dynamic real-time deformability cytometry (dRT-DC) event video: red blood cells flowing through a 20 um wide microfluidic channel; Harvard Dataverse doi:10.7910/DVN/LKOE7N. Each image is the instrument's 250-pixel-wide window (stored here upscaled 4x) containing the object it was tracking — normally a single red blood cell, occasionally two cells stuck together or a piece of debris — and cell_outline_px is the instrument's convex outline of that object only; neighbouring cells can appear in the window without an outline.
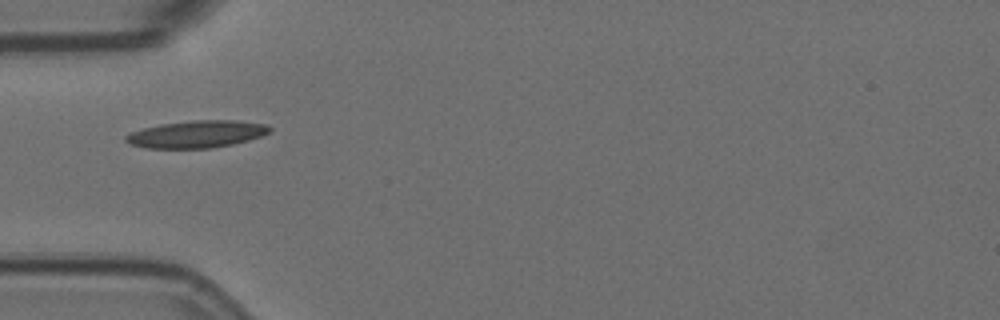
{"species": "Egyptian fruit bat (a non-hibernating species)", "species_latin": "Rousettus aegyptiacus", "temperature_condition": "room temperature", "stored_images_in_passage": 5, "camera_frame_rate_fps": 3000, "um_per_image_px": 0.085, "animal": {"sex": "female"}, "frame": {"image": 1, "passage_image": 1, "time_ms": 0.0, "image_size_px": [1000, 320], "cell_outline_px": [[272, 132], [248, 140], [232, 144], [212, 148], [144, 148], [128, 144], [124, 140], [124, 136], [132, 132], [144, 128], [160, 124], [192, 120], [236, 120], [268, 124], [272, 128]], "centroid_in_image_um": [16.73, 11.4], "position_along_channel_um": 68.3, "area_um2": 23.0}}
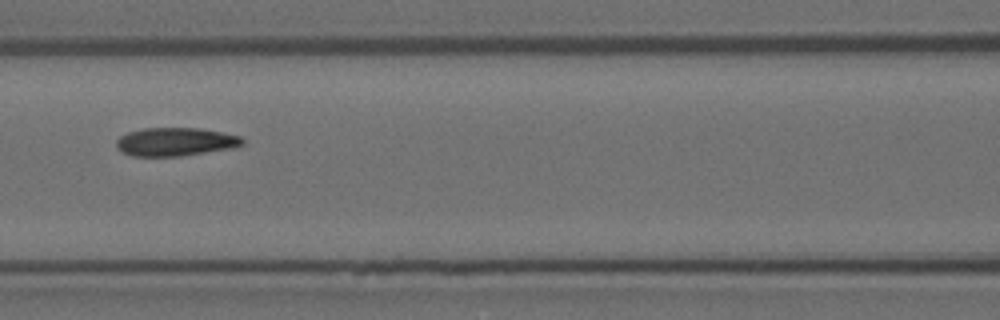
{"frame": {"image": 2, "passage_image": 3, "time_ms": 0.667, "image_size_px": [1000, 320], "cell_outline_px": [[244, 144], [232, 148], [180, 156], [132, 156], [120, 152], [116, 148], [116, 140], [120, 136], [128, 132], [144, 128], [200, 128], [240, 136], [244, 140]], "centroid_in_image_um": [14.87, 12.05], "position_along_channel_um": 151.7, "area_um2": 20.87}}
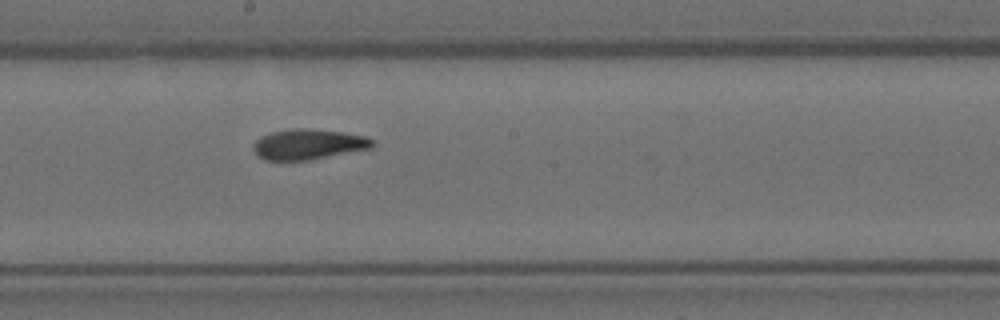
{"frame": {"image": 3, "passage_image": 5, "time_ms": 1.333, "image_size_px": [1000, 320], "cell_outline_px": [[376, 144], [372, 148], [308, 160], [264, 160], [252, 148], [252, 144], [260, 136], [272, 132], [292, 128], [308, 128], [344, 132], [364, 136], [376, 140]], "centroid_in_image_um": [26.23, 12.25], "position_along_channel_um": 222.0, "area_um2": 21.21}}